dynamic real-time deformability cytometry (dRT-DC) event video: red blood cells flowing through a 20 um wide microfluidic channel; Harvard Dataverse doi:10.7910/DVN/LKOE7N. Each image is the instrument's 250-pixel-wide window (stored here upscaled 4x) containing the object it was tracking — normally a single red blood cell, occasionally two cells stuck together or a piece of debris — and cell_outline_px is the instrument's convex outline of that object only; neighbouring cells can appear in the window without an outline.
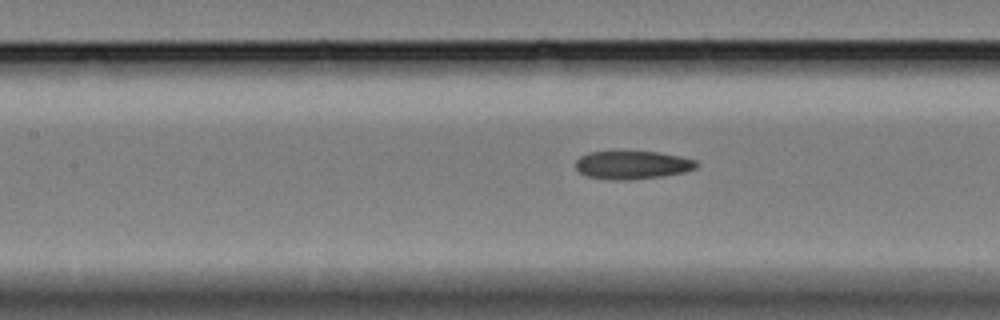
{"species": "Egyptian fruit bat (a non-hibernating species)", "species_latin": "Rousettus aegyptiacus", "temperature_condition": "cold", "stored_images_in_passage": 40, "camera_frame_rate_fps": 3000, "um_per_image_px": 0.085, "animal": {"sex": "female"}, "frame": {"image": 1, "passage_image": 19, "time_ms": 6.0, "image_size_px": [1000, 320], "cell_outline_px": [[700, 164], [696, 168], [684, 172], [664, 176], [628, 180], [616, 180], [588, 176], [580, 172], [576, 168], [576, 160], [580, 156], [588, 152], [656, 152], [680, 156], [696, 160]], "centroid_in_image_um": [53.78, 14.02], "position_along_channel_um": 153.6, "area_um2": 19.77}}
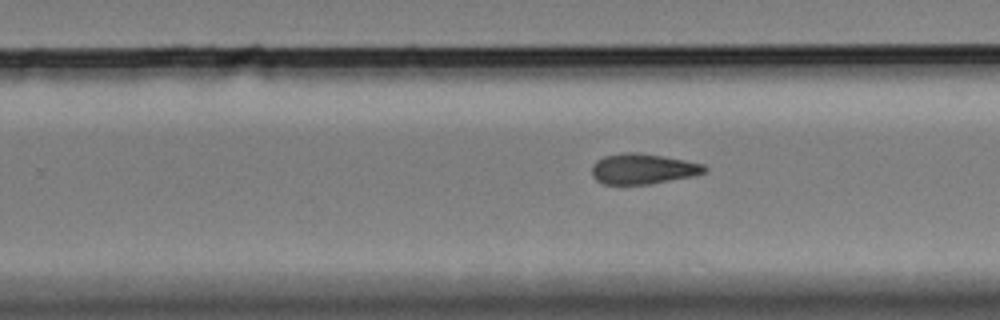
{"frame": {"image": 2, "passage_image": 30, "time_ms": 9.667, "image_size_px": [1000, 320], "cell_outline_px": [[708, 172], [696, 176], [652, 184], [604, 184], [596, 180], [592, 176], [592, 164], [596, 160], [604, 156], [624, 152], [640, 152], [664, 156], [704, 164], [708, 168]], "centroid_in_image_um": [54.69, 14.35], "position_along_channel_um": 275.1, "area_um2": 20.4}}
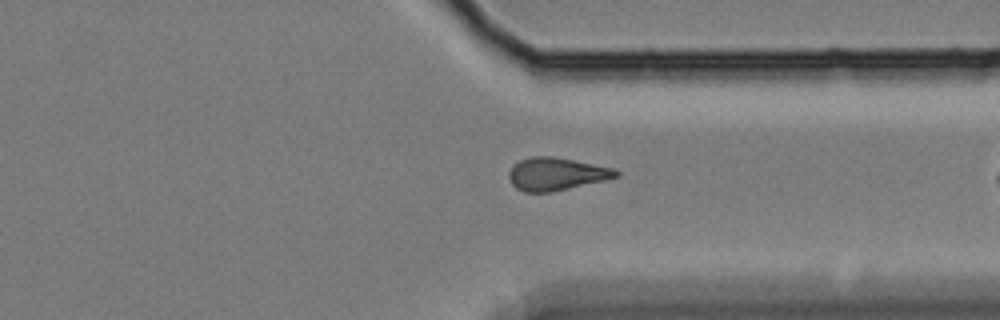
{"frame": {"image": 3, "passage_image": 38, "time_ms": 12.333, "image_size_px": [1000, 320], "cell_outline_px": [[620, 176], [608, 180], [552, 192], [524, 192], [516, 188], [512, 184], [508, 176], [508, 172], [512, 164], [520, 160], [532, 156], [552, 156], [616, 168], [620, 172]], "centroid_in_image_um": [47.31, 14.79], "position_along_channel_um": 364.1, "area_um2": 20.81}}